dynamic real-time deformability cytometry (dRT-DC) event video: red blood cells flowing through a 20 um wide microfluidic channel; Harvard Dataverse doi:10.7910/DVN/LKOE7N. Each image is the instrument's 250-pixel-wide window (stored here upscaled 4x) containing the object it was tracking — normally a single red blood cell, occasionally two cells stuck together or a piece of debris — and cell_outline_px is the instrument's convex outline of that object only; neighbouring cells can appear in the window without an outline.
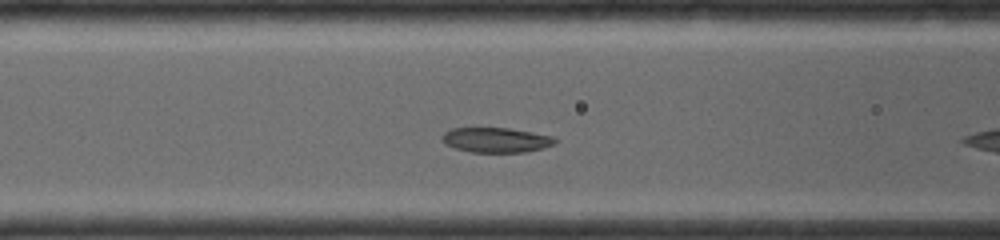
{"species": "common noctule bat (a hibernating species)", "species_latin": "Nyctalus noctula", "temperature_condition": "room temperature", "stored_images_in_passage": 6, "camera_frame_rate_fps": 4000, "um_per_image_px": 0.085, "animal": {"sex": "female", "body_mass_g": 19.0, "forearm_length_mm": 56.7}, "frame": {"image": 1, "passage_image": 5, "time_ms": 1.75, "image_size_px": [1000, 240], "cell_outline_px": [[556, 144], [544, 148], [524, 152], [472, 152], [456, 148], [444, 144], [440, 140], [440, 136], [444, 132], [452, 128], [476, 124], [508, 128], [532, 132], [552, 136], [556, 140]], "centroid_in_image_um": [42.07, 11.84], "position_along_channel_um": 124.5, "area_um2": 17.28}}